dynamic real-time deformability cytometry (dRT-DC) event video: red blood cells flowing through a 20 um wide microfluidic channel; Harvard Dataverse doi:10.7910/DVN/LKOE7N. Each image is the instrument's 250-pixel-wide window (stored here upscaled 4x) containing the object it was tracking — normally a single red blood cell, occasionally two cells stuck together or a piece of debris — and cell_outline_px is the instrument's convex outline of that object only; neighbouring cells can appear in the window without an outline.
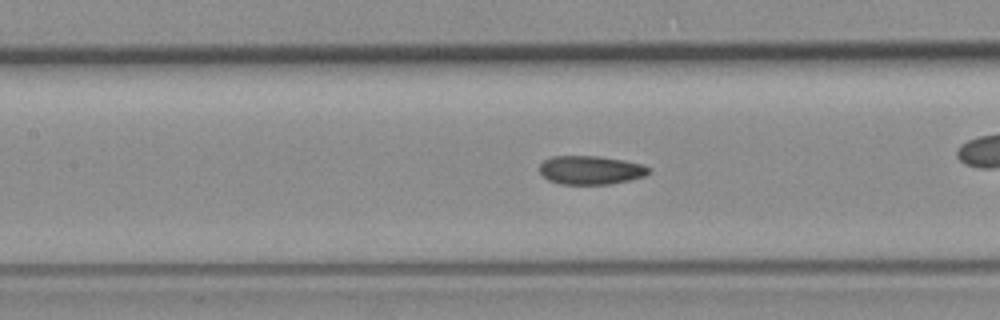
{"species": "common noctule bat (a hibernating species)", "species_latin": "Nyctalus noctula", "temperature_condition": "room temperature", "stored_images_in_passage": 54, "camera_frame_rate_fps": 3000, "um_per_image_px": 0.085, "animal": {"sex": "female", "body_mass_g": 19.3, "forearm_length_mm": 54.1}, "frame": {"image": 1, "passage_image": 24, "time_ms": 7.667, "image_size_px": [1000, 320], "cell_outline_px": [[652, 168], [644, 176], [612, 184], [560, 184], [548, 180], [540, 172], [540, 164], [544, 160], [552, 156], [600, 156], [624, 160], [644, 164]], "centroid_in_image_um": [50.22, 14.45], "position_along_channel_um": 157.2, "area_um2": 18.32}}
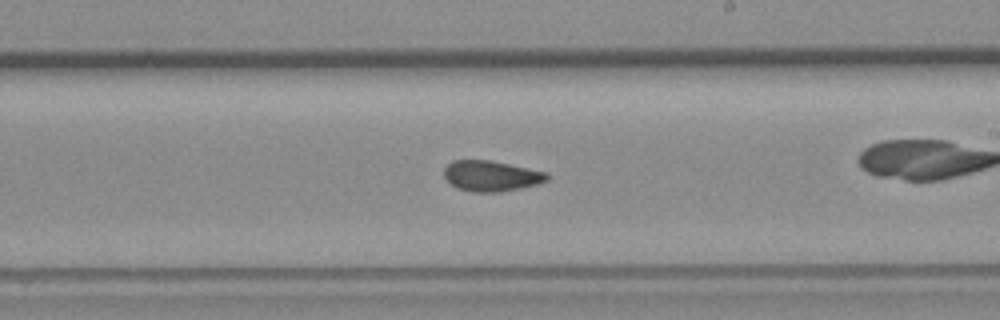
{"frame": {"image": 2, "passage_image": 31, "time_ms": 10.0, "image_size_px": [1000, 320], "cell_outline_px": [[548, 180], [536, 184], [520, 188], [500, 192], [472, 192], [456, 188], [444, 176], [444, 168], [452, 160], [488, 160], [548, 172]], "centroid_in_image_um": [41.74, 14.96], "position_along_channel_um": 247.3, "area_um2": 18.26}, "authors_computed_cell_mechanics": {"area_um2": 18.4671, "velocity_mm_per_s": 3.8738, "shape_relaxation_time_tau1_ms": null, "shape_relaxation_time_tau2_ms": 2.1522, "deformation_change_tau1": null, "deformation_change_tau2": 0.0704}}